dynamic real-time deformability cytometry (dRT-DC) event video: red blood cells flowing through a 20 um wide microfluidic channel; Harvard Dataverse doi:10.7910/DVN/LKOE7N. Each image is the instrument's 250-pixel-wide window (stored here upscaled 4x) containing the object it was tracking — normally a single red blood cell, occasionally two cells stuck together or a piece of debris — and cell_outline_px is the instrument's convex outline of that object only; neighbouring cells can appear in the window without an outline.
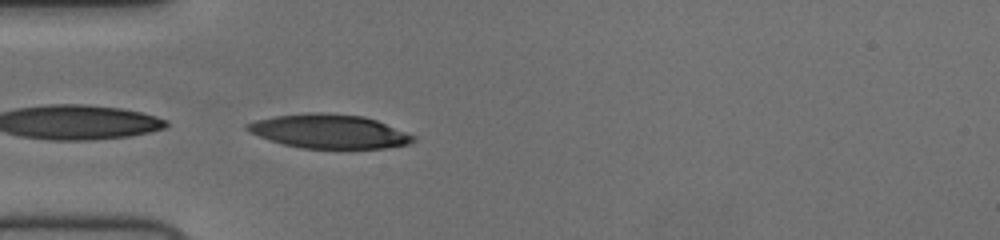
{"species": "human", "species_latin": "Homo sapiens", "temperature_condition": "cold", "stored_images_in_passage": 38, "camera_frame_rate_fps": 3000, "um_per_image_px": 0.085, "donor": {"sex": "female"}, "frame": {"image": 1, "passage_image": 1, "time_ms": 0.0, "image_size_px": [1000, 240], "cell_outline_px": [[416, 140], [408, 144], [384, 148], [300, 148], [268, 140], [248, 132], [244, 128], [244, 124], [256, 120], [276, 116], [316, 112], [320, 112], [364, 116], [376, 120], [416, 136]], "centroid_in_image_um": [27.95, 11.17], "position_along_channel_um": 57.1, "area_um2": 32.77}}
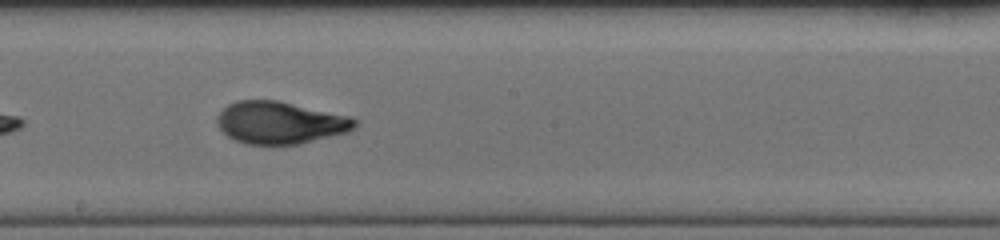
{"frame": {"image": 2, "passage_image": 15, "time_ms": 4.667, "image_size_px": [1000, 240], "cell_outline_px": [[360, 120], [356, 128], [348, 132], [296, 144], [244, 144], [228, 136], [216, 124], [216, 116], [228, 104], [236, 100], [280, 100], [352, 116]], "centroid_in_image_um": [23.85, 10.4], "position_along_channel_um": 224.4, "area_um2": 34.28}}
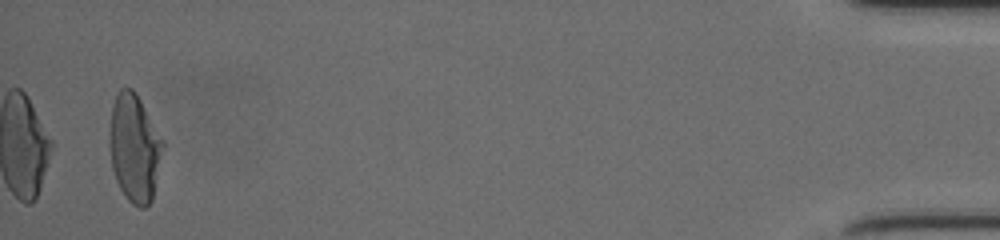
{"frame": {"image": 3, "passage_image": 38, "time_ms": 12.333, "image_size_px": [1000, 240], "cell_outline_px": [[164, 144], [152, 200], [144, 208], [140, 208], [132, 204], [128, 200], [120, 188], [116, 180], [112, 168], [108, 144], [108, 132], [112, 104], [120, 88], [132, 88], [140, 100], [164, 140]], "centroid_in_image_um": [11.4, 12.57], "position_along_channel_um": 423.8, "area_um2": 33.7}, "authors_computed_cell_mechanics": {"area_um2": 33.2061, "velocity_mm_per_s": 3.7294, "shape_relaxation_time_tau1_ms": 4.7518, "shape_relaxation_time_tau2_ms": 1.2533, "deformation_change_tau1": 0.2104, "deformation_change_tau2": 0.0736}}